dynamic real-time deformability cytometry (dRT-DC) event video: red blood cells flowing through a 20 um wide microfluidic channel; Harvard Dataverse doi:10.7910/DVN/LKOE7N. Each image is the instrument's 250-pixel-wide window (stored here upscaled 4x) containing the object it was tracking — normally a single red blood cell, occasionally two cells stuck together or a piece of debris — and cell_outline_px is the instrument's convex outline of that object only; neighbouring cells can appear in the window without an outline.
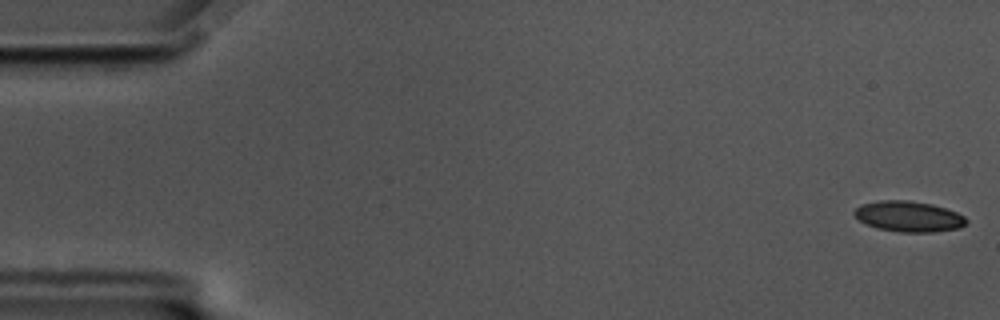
{"species": "common noctule bat (a hibernating species)", "species_latin": "Nyctalus noctula", "temperature_condition": "cold", "stored_images_in_passage": 57, "camera_frame_rate_fps": 3000, "um_per_image_px": 0.085, "animal": {"sex": "male", "body_mass_g": 17.5, "forearm_length_mm": 52.3}, "frame": {"image": 1, "passage_image": 1, "time_ms": 0.0, "image_size_px": [1000, 320], "cell_outline_px": [[968, 224], [960, 228], [932, 232], [900, 232], [876, 228], [860, 220], [852, 212], [860, 204], [880, 200], [908, 200], [932, 204], [956, 212], [964, 216], [968, 220]], "centroid_in_image_um": [77.25, 18.39], "position_along_channel_um": 7.7, "area_um2": 20.06}}
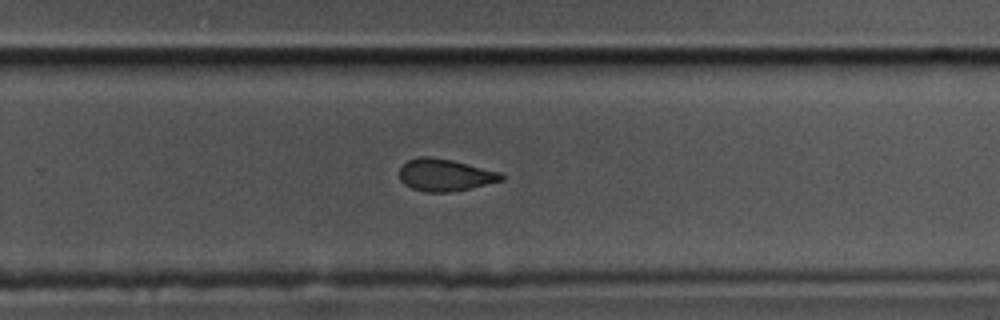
{"frame": {"image": 2, "passage_image": 37, "time_ms": 12.0, "image_size_px": [1000, 320], "cell_outline_px": [[504, 180], [452, 192], [428, 192], [412, 188], [404, 184], [400, 180], [400, 168], [408, 160], [420, 156], [428, 156], [452, 160], [500, 172], [504, 176]], "centroid_in_image_um": [37.82, 14.87], "position_along_channel_um": 292.0, "area_um2": 18.96}}
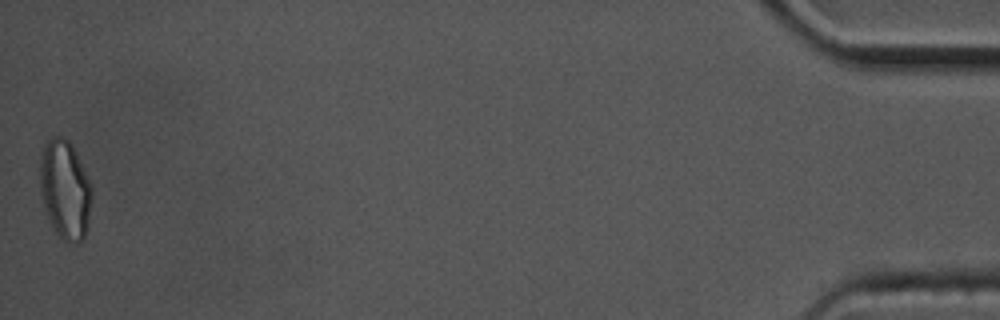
{"frame": {"image": 3, "passage_image": 57, "time_ms": 18.667, "image_size_px": [1000, 320], "cell_outline_px": [[92, 196], [88, 228], [84, 240], [64, 240], [56, 232], [48, 220], [44, 208], [40, 192], [40, 156], [44, 144], [52, 136], [60, 136], [68, 140], [72, 144], [76, 152], [92, 188]], "centroid_in_image_um": [5.52, 16.09], "position_along_channel_um": 429.7, "area_um2": 29.94}, "authors_computed_cell_mechanics": {"area_um2": 20.1722, "velocity_mm_per_s": 3.5108, "shape_relaxation_time_tau1_ms": 4.3527, "shape_relaxation_time_tau2_ms": 5.0003, "deformation_change_tau1": 0.1088, "deformation_change_tau2": 0.0867}}